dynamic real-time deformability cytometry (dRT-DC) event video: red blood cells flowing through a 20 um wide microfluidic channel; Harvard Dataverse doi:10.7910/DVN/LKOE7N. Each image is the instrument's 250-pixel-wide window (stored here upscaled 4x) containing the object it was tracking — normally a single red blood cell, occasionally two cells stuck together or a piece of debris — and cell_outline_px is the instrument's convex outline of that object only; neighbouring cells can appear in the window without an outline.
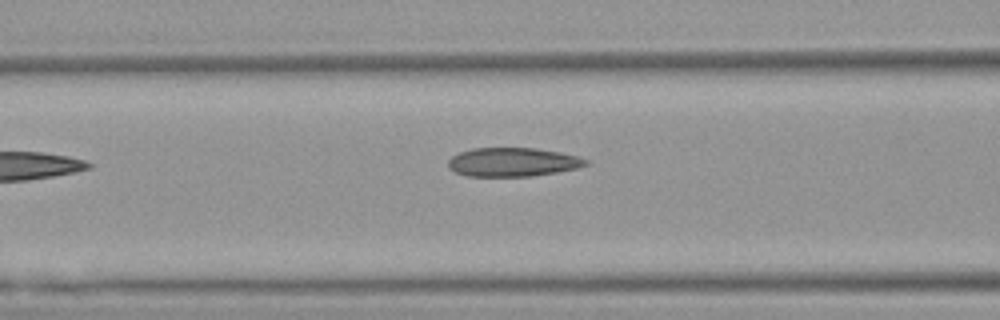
{"species": "Egyptian fruit bat (a non-hibernating species)", "species_latin": "Rousettus aegyptiacus", "temperature_condition": "warm", "stored_images_in_passage": 6, "camera_frame_rate_fps": 3000, "um_per_image_px": 0.085, "animal": {"sex": "female"}, "frame": {"image": 1, "passage_image": 5, "time_ms": 1.333, "image_size_px": [1000, 320], "cell_outline_px": [[592, 164], [576, 168], [556, 172], [532, 176], [468, 176], [456, 172], [448, 168], [448, 160], [452, 156], [460, 152], [472, 148], [536, 148], [560, 152], [576, 156], [588, 160]], "centroid_in_image_um": [43.59, 13.77], "position_along_channel_um": 123.0, "area_um2": 23.12}}